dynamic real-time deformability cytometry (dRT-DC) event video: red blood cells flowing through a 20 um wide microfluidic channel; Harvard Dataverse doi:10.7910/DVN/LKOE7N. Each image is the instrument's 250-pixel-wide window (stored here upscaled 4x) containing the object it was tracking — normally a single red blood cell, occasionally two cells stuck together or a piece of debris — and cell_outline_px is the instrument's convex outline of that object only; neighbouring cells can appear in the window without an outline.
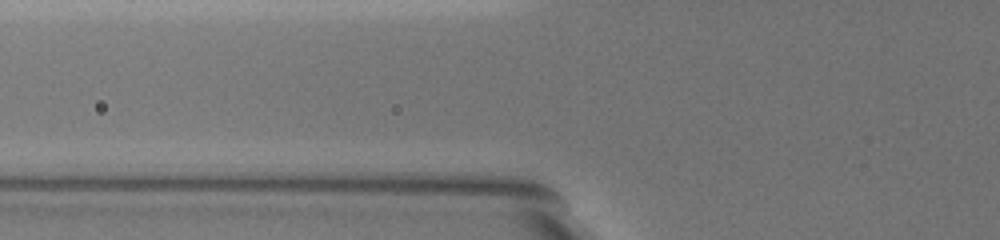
{"species": "common noctule bat (a hibernating species)", "species_latin": "Nyctalus noctula", "temperature_condition": "warm", "stored_images_in_passage": 2, "camera_frame_rate_fps": 3000, "um_per_image_px": 0.085, "animal": {"sex": "female", "body_mass_g": 19.5, "forearm_length_mm": 54.1}, "frame": {"image": 1, "passage_image": 2, "time_ms": 0.333, "image_size_px": [1000, 240], "cell_outline_px": [[752, 204], [732, 204], [684, 160], [676, 152], [664, 128], [660, 108], [672, 108], [692, 116], [748, 176]], "centroid_in_image_um": [60.04, 13.28], "position_along_channel_um": 65.8, "area_um2": 27.05}}